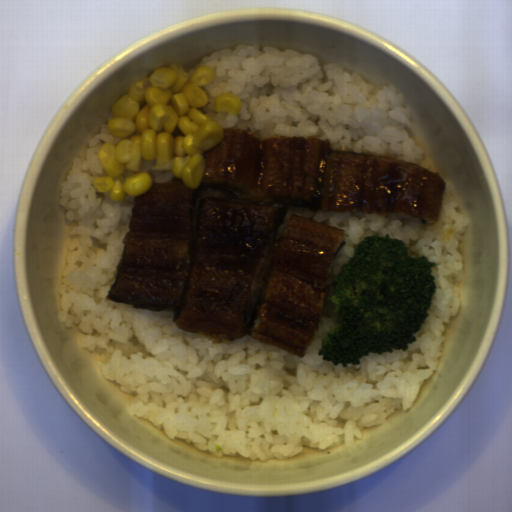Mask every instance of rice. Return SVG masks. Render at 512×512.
<instances>
[{"label": "rice", "mask_w": 512, "mask_h": 512, "mask_svg": "<svg viewBox=\"0 0 512 512\" xmlns=\"http://www.w3.org/2000/svg\"><path fill=\"white\" fill-rule=\"evenodd\" d=\"M109 125L96 128L59 183L58 203L75 226L62 228L56 288L58 315L81 334L103 378L131 396L129 414L145 418L165 434L211 454L251 460L295 457L304 446H352L362 429L384 425L395 410L414 407L420 383L437 371L448 336L445 324L462 303L463 266L458 243L469 222L448 178L436 224L412 215L323 211L296 207L292 215L345 230V244L332 263L333 278L366 236L402 240L413 257L435 262L436 290L428 316L406 350L364 354L359 364L323 359V338L338 327L333 303L325 302L318 331L302 357L249 335L213 342L185 332L173 310L134 307L108 299L130 229L134 196L112 202L92 178L106 176L98 159L103 144L117 145Z\"/></svg>", "instance_id": "1"}, {"label": "rice", "mask_w": 512, "mask_h": 512, "mask_svg": "<svg viewBox=\"0 0 512 512\" xmlns=\"http://www.w3.org/2000/svg\"><path fill=\"white\" fill-rule=\"evenodd\" d=\"M238 44L201 58L214 80L198 111L222 128H251L257 138L273 135L329 140L335 150H369L437 172L434 152L414 111L395 86L377 88L342 63H325L295 50Z\"/></svg>", "instance_id": "2"}, {"label": "rice", "mask_w": 512, "mask_h": 512, "mask_svg": "<svg viewBox=\"0 0 512 512\" xmlns=\"http://www.w3.org/2000/svg\"><path fill=\"white\" fill-rule=\"evenodd\" d=\"M156 163V160L154 162L144 161L140 164V168L152 176V183L154 184L170 182L174 176L171 170H153L152 165H155Z\"/></svg>", "instance_id": "3"}]
</instances>
